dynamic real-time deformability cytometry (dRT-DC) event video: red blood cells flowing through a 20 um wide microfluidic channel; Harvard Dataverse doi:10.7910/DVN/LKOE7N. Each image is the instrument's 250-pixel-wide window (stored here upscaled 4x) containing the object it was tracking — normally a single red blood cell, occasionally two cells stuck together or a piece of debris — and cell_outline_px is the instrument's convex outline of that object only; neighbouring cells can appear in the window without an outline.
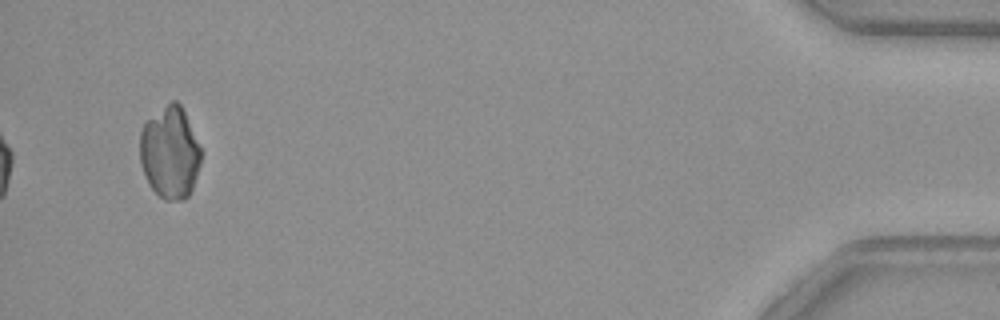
{"species": "common noctule bat (a hibernating species)", "species_latin": "Nyctalus noctula", "temperature_condition": "warm", "stored_images_in_passage": 39, "camera_frame_rate_fps": 3000, "um_per_image_px": 0.085, "animal": {"sex": "female", "body_mass_g": 29.2, "forearm_length_mm": 56.3}, "frame": {"image": 1, "passage_image": 39, "time_ms": 12.667, "image_size_px": [1000, 320], "cell_outline_px": [[200, 164], [192, 192], [184, 200], [164, 200], [148, 184], [144, 176], [140, 164], [140, 132], [144, 124], [148, 120], [172, 100], [176, 100], [180, 104], [184, 112], [200, 148]], "centroid_in_image_um": [14.43, 13.02], "position_along_channel_um": 420.8, "area_um2": 32.54}}